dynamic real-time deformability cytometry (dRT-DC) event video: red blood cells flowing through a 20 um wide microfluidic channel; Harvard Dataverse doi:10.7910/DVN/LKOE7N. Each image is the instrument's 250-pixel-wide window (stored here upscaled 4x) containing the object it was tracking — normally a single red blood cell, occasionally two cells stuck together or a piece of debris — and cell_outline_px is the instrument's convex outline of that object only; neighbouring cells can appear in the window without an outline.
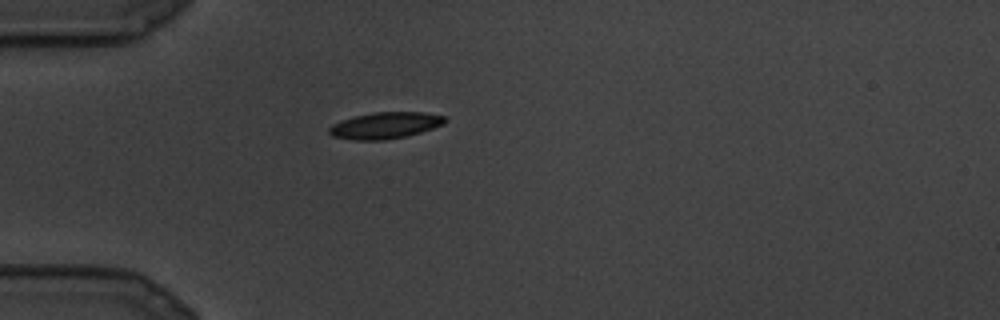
{"species": "common noctule bat (a hibernating species)", "species_latin": "Nyctalus noctula", "temperature_condition": "cold", "stored_images_in_passage": 6, "camera_frame_rate_fps": 3000, "um_per_image_px": 0.085, "animal": {"sex": "male", "body_mass_g": 19.5, "forearm_length_mm": 54.6}, "frame": {"image": 1, "passage_image": 1, "time_ms": 0.0, "image_size_px": [1000, 320], "cell_outline_px": [[448, 120], [444, 124], [408, 136], [384, 140], [352, 140], [332, 136], [328, 132], [328, 128], [332, 124], [340, 120], [352, 116], [372, 112], [424, 112], [444, 116]], "centroid_in_image_um": [32.71, 10.66], "position_along_channel_um": 52.3, "area_um2": 18.09}}
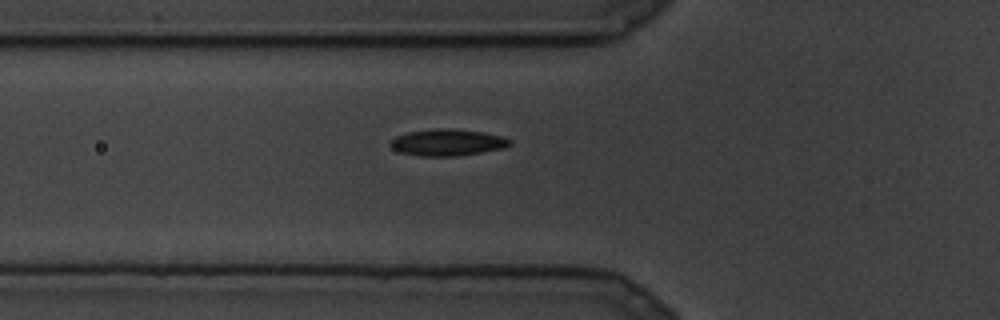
{"frame": {"image": 2, "passage_image": 3, "time_ms": 0.667, "image_size_px": [1000, 320], "cell_outline_px": [[512, 144], [504, 148], [456, 156], [420, 156], [400, 152], [392, 148], [388, 144], [396, 136], [408, 132], [436, 128], [452, 128], [484, 132], [504, 136], [512, 140]], "centroid_in_image_um": [38.06, 12.1], "position_along_channel_um": 87.7, "area_um2": 18.67}}
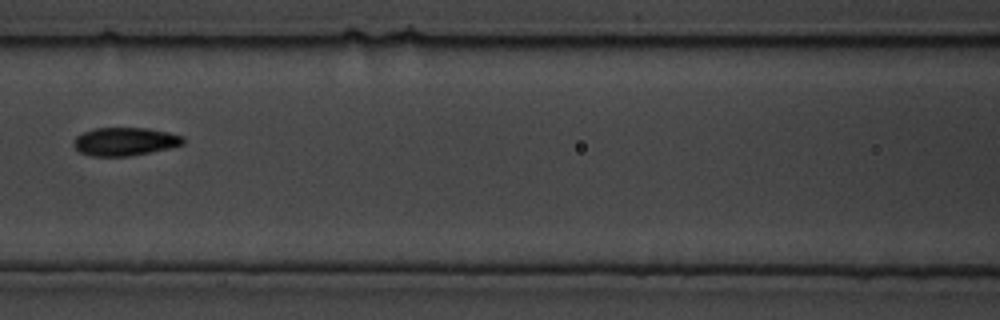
{"frame": {"image": 3, "passage_image": 5, "time_ms": 1.333, "image_size_px": [1000, 320], "cell_outline_px": [[184, 144], [168, 148], [128, 156], [92, 156], [80, 152], [72, 144], [76, 136], [84, 132], [96, 128], [148, 128], [168, 132], [184, 136]], "centroid_in_image_um": [10.61, 12.02], "position_along_channel_um": 156.0, "area_um2": 17.86}}